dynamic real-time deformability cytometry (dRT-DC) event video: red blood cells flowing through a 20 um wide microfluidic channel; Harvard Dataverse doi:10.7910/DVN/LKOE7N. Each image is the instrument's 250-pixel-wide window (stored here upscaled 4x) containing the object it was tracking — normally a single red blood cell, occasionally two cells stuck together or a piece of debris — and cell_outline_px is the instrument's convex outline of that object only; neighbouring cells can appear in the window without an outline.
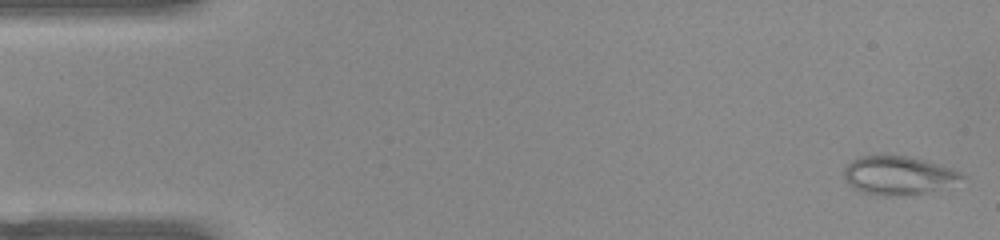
{"species": "common noctule bat (a hibernating species)", "species_latin": "Nyctalus noctula", "temperature_condition": "warm", "stored_images_in_passage": 11, "camera_frame_rate_fps": 3000, "um_per_image_px": 0.085, "animal": {"sex": "female", "body_mass_g": 22.0, "forearm_length_mm": 56.7}, "frame": {"image": 1, "passage_image": 1, "time_ms": 0.0, "image_size_px": [1000, 240], "cell_outline_px": [[964, 176], [924, 192], [896, 196], [880, 196], [860, 192], [852, 188], [848, 184], [844, 176], [844, 168], [852, 160], [860, 156], [880, 152], [908, 156], [928, 160], [940, 164], [960, 172]], "centroid_in_image_um": [76.18, 14.85], "position_along_channel_um": 8.8, "area_um2": 26.47}}